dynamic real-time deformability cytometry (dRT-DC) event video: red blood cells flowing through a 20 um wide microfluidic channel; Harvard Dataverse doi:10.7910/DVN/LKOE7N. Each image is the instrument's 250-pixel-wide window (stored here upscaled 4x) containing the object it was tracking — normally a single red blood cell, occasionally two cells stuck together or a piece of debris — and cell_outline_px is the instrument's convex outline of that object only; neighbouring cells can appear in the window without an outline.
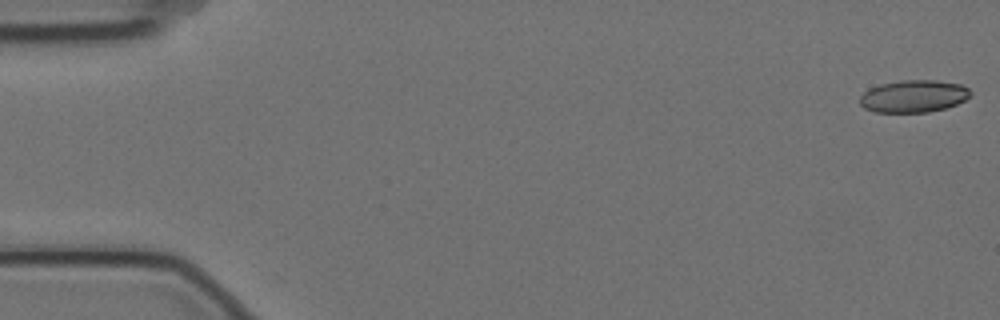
{"species": "Egyptian fruit bat (a non-hibernating species)", "species_latin": "Rousettus aegyptiacus", "temperature_condition": "cold", "stored_images_in_passage": 5, "camera_frame_rate_fps": 3000, "um_per_image_px": 0.085, "animal": {"sex": "female"}, "frame": {"image": 1, "passage_image": 1, "time_ms": 0.0, "image_size_px": [1000, 320], "cell_outline_px": [[972, 96], [956, 104], [944, 108], [928, 112], [876, 112], [864, 108], [860, 104], [860, 96], [868, 88], [880, 84], [900, 80], [936, 80], [960, 84], [968, 88], [972, 92]], "centroid_in_image_um": [77.65, 8.17], "position_along_channel_um": 7.3, "area_um2": 20.92}}
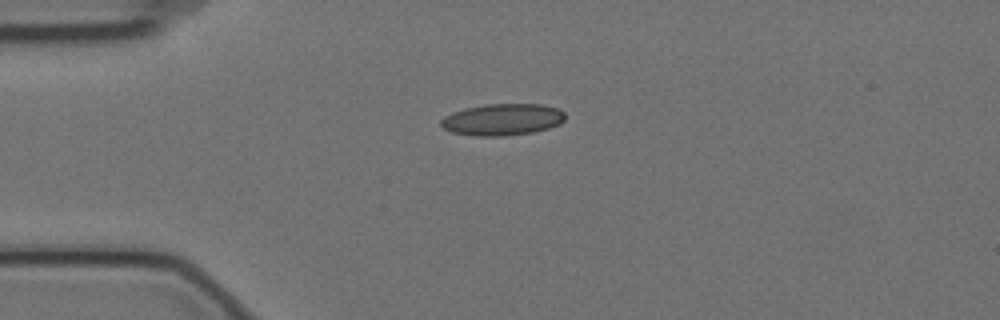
{"frame": {"image": 2, "passage_image": 4, "time_ms": 1.0, "image_size_px": [1000, 320], "cell_outline_px": [[564, 120], [560, 124], [548, 128], [532, 132], [504, 136], [472, 136], [452, 132], [444, 128], [440, 124], [440, 120], [444, 116], [452, 112], [464, 108], [484, 104], [540, 104], [556, 108], [564, 112]], "centroid_in_image_um": [42.67, 10.16], "position_along_channel_um": 42.3, "area_um2": 23.0}}